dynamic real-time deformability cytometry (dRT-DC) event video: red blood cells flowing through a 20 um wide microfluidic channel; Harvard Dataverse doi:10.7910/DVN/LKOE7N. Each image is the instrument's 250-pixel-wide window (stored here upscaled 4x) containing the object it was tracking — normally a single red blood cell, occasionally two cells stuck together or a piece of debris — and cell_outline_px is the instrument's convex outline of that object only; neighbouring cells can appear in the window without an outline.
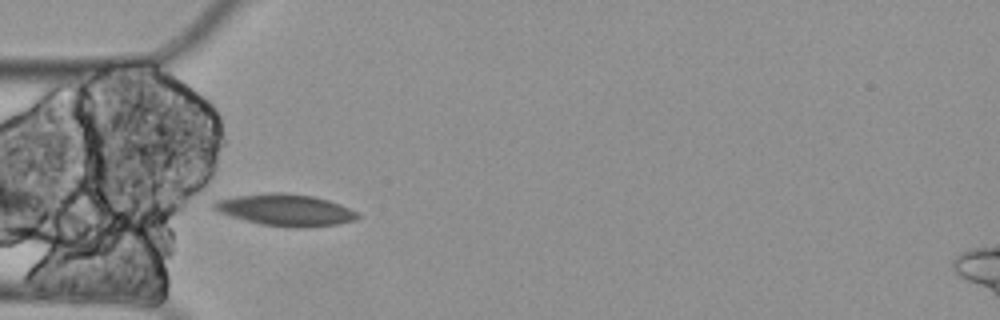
{"species": "Egyptian fruit bat (a non-hibernating species)", "species_latin": "Rousettus aegyptiacus", "temperature_condition": "cold", "stored_images_in_passage": 5, "camera_frame_rate_fps": 3000, "um_per_image_px": 0.085, "animal": {"sex": "female"}, "frame": {"image": 1, "passage_image": 4, "time_ms": 1.0, "image_size_px": [1000, 320], "cell_outline_px": [[360, 216], [356, 220], [336, 224], [304, 228], [292, 228], [260, 224], [232, 216], [220, 212], [212, 208], [212, 204], [216, 200], [240, 196], [272, 192], [284, 192], [312, 196], [328, 200], [340, 204], [360, 212]], "centroid_in_image_um": [24.33, 17.85], "position_along_channel_um": 60.7, "area_um2": 26.47}}
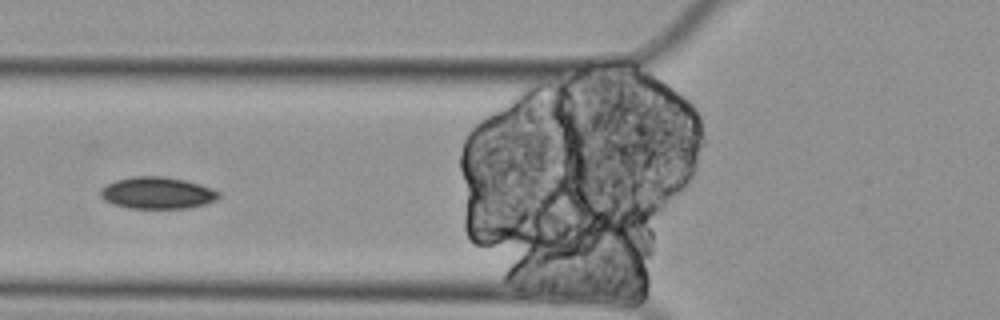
{"frame": {"image": 2, "passage_image": 5, "time_ms": 1.333, "image_size_px": [1000, 320], "cell_outline_px": [[220, 196], [216, 200], [204, 204], [188, 208], [128, 208], [112, 204], [104, 200], [100, 196], [100, 188], [116, 180], [136, 176], [160, 176], [184, 180], [200, 184], [212, 188], [220, 192]], "centroid_in_image_um": [13.36, 16.4], "position_along_channel_um": 112.4, "area_um2": 21.91}}